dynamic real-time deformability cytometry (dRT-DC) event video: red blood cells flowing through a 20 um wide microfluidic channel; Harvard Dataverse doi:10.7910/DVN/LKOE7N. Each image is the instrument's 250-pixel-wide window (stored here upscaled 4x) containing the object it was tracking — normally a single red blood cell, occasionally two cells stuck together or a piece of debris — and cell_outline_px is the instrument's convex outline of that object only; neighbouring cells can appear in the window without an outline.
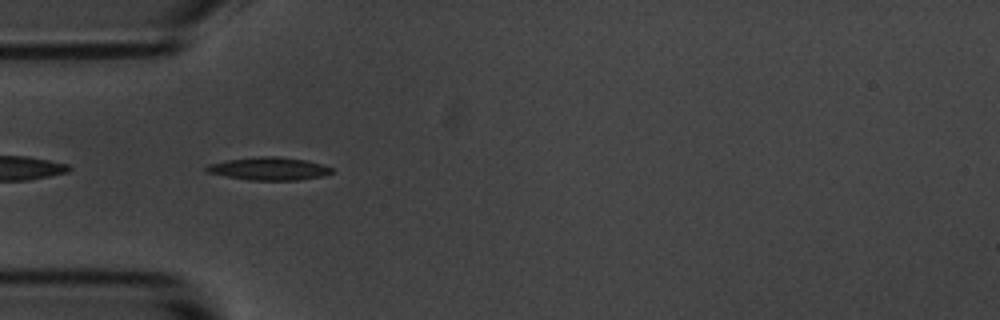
{"species": "common noctule bat (a hibernating species)", "species_latin": "Nyctalus noctula", "temperature_condition": "room temperature", "stored_images_in_passage": 16, "camera_frame_rate_fps": 3000, "um_per_image_px": 0.085, "animal": {"sex": "male", "body_mass_g": 20.1, "forearm_length_mm": 53.5}, "frame": {"image": 1, "passage_image": 3, "time_ms": 0.667, "image_size_px": [1000, 320], "cell_outline_px": [[336, 172], [324, 176], [296, 180], [248, 180], [204, 172], [204, 168], [208, 164], [228, 160], [260, 156], [276, 156], [304, 160], [320, 164], [332, 168]], "centroid_in_image_um": [22.85, 14.34], "position_along_channel_um": 62.2, "area_um2": 16.7}}
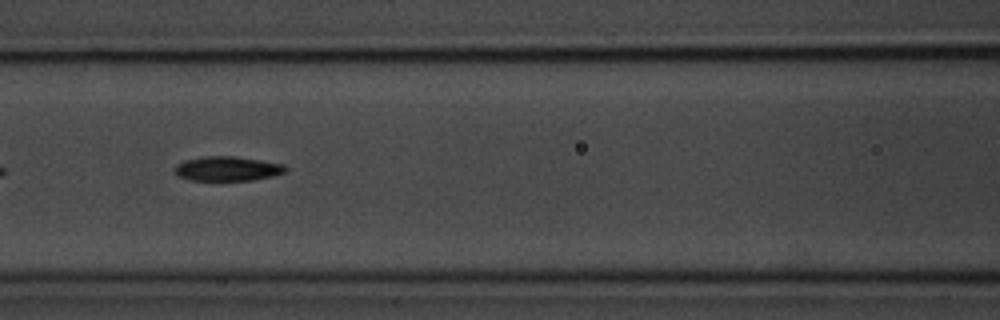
{"frame": {"image": 2, "passage_image": 10, "time_ms": 3.0, "image_size_px": [1000, 320], "cell_outline_px": [[288, 168], [284, 172], [272, 176], [252, 180], [188, 180], [176, 176], [176, 164], [184, 160], [204, 156], [232, 156], [284, 164]], "centroid_in_image_um": [19.3, 14.34], "position_along_channel_um": 147.3, "area_um2": 15.72}}